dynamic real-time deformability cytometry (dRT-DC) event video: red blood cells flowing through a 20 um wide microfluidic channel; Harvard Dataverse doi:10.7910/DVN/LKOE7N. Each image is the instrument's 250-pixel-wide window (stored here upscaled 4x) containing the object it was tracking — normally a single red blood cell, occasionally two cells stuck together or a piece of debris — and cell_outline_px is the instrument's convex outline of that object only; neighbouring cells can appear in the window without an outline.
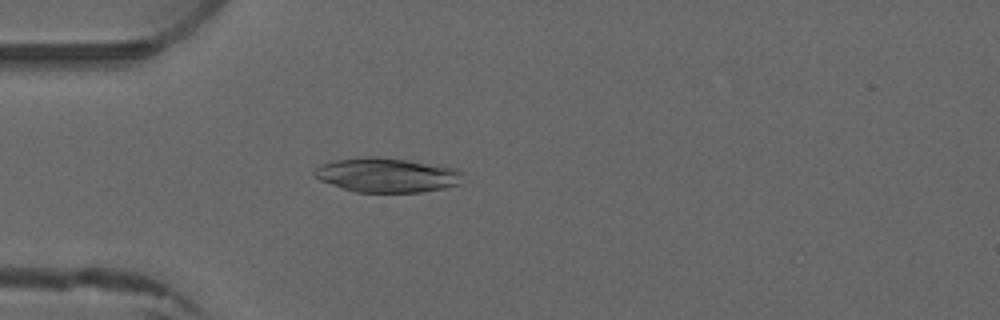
{"species": "common noctule bat (a hibernating species)", "species_latin": "Nyctalus noctula", "temperature_condition": "warm", "stored_images_in_passage": 4, "camera_frame_rate_fps": 3000, "um_per_image_px": 0.085, "animal": {"sex": "male", "forearm_length_mm": 52.5}, "frame": {"image": 1, "passage_image": 4, "time_ms": 3.667, "image_size_px": [1000, 320], "cell_outline_px": [[464, 184], [444, 188], [420, 192], [356, 192], [320, 180], [312, 176], [312, 172], [320, 164], [336, 160], [364, 156], [376, 156], [404, 160], [456, 168], [464, 172]], "centroid_in_image_um": [32.92, 14.88], "position_along_channel_um": 52.1, "area_um2": 29.94}}